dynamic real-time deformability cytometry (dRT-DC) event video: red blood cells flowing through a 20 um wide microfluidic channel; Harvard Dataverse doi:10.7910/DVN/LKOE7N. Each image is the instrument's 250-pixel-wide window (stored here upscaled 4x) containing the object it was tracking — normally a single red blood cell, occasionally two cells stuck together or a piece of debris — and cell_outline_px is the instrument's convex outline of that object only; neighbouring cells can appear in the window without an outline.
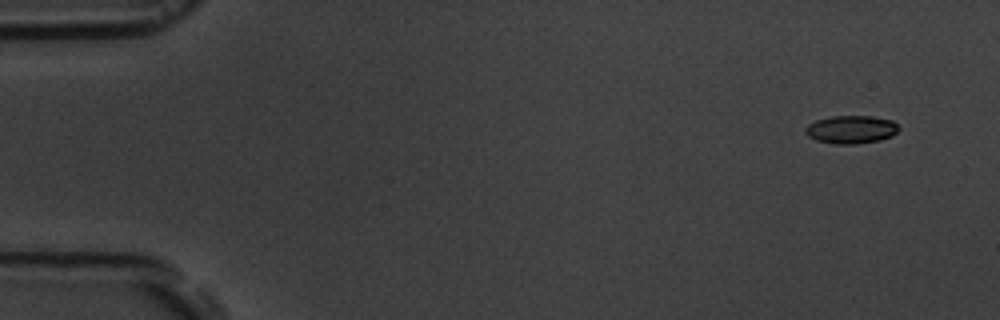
{"species": "common noctule bat (a hibernating species)", "species_latin": "Nyctalus noctula", "temperature_condition": "room temperature", "stored_images_in_passage": 4, "camera_frame_rate_fps": 3000, "um_per_image_px": 0.085, "animal": {"sex": "male", "body_mass_g": 19.5, "forearm_length_mm": 54.6}, "frame": {"image": 1, "passage_image": 1, "time_ms": 0.0, "image_size_px": [1000, 320], "cell_outline_px": [[900, 128], [892, 136], [880, 140], [856, 144], [836, 144], [816, 140], [808, 136], [804, 132], [804, 128], [808, 124], [816, 120], [832, 116], [872, 116], [892, 120]], "centroid_in_image_um": [72.33, 11.01], "position_along_channel_um": 12.7, "area_um2": 15.32}}